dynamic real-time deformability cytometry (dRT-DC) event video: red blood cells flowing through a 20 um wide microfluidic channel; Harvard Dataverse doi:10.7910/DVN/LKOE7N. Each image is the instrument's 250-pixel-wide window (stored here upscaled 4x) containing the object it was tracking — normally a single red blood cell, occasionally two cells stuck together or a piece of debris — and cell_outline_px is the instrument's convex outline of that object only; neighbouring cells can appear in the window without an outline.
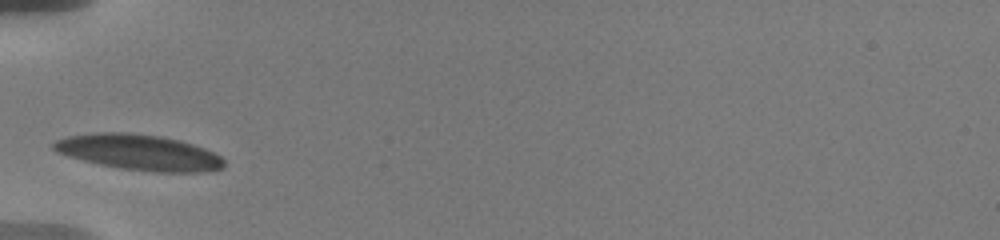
{"species": "human", "species_latin": "Homo sapiens", "temperature_condition": "warm", "stored_images_in_passage": 6, "camera_frame_rate_fps": 3000, "um_per_image_px": 0.085, "donor": {"sex": "male"}, "frame": {"image": 1, "passage_image": 1, "time_ms": 0.0, "image_size_px": [1000, 240], "cell_outline_px": [[224, 168], [208, 172], [156, 172], [120, 168], [100, 164], [68, 156], [56, 152], [52, 148], [52, 144], [56, 140], [68, 136], [92, 132], [128, 132], [160, 136], [180, 140], [204, 148], [220, 156], [224, 160]], "centroid_in_image_um": [11.82, 12.94], "position_along_channel_um": 73.2, "area_um2": 35.49}}
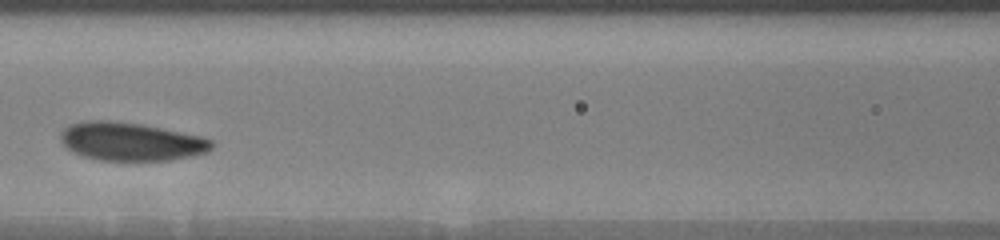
{"frame": {"image": 2, "passage_image": 4, "time_ms": 2.333, "image_size_px": [1000, 240], "cell_outline_px": [[212, 148], [208, 152], [168, 160], [100, 160], [84, 156], [68, 148], [60, 140], [60, 132], [64, 128], [72, 124], [84, 120], [108, 120], [140, 124], [200, 136], [212, 140]], "centroid_in_image_um": [11.1, 12.02], "position_along_channel_um": 155.5, "area_um2": 33.23}}
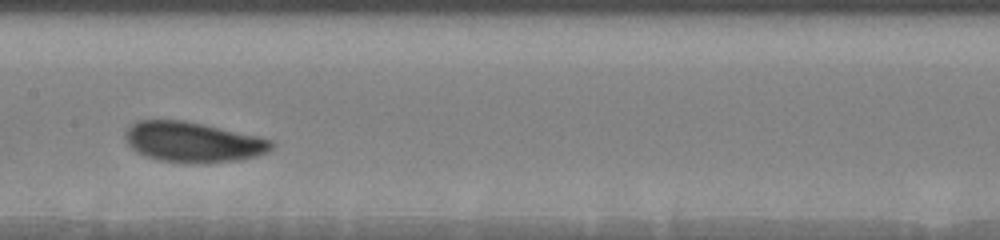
{"frame": {"image": 3, "passage_image": 5, "time_ms": 3.333, "image_size_px": [1000, 240], "cell_outline_px": [[276, 144], [268, 152], [256, 156], [240, 160], [160, 160], [136, 152], [128, 144], [124, 136], [124, 132], [136, 120], [184, 120], [204, 124], [256, 136], [272, 140]], "centroid_in_image_um": [16.39, 12.02], "position_along_channel_um": 191.0, "area_um2": 33.23}}